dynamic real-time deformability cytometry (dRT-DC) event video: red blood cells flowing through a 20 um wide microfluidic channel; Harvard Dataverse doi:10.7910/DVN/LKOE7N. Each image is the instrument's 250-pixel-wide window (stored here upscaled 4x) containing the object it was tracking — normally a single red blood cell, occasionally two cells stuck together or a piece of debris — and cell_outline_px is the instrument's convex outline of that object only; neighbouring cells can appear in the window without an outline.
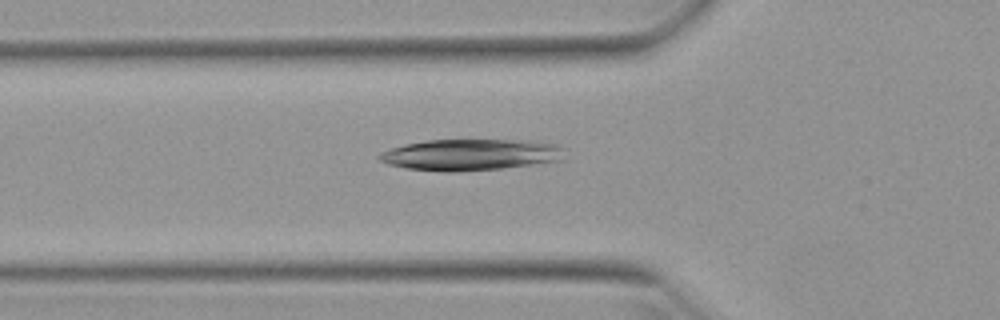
{"species": "Egyptian fruit bat (a non-hibernating species)", "species_latin": "Rousettus aegyptiacus", "temperature_condition": "warm", "stored_images_in_passage": 52, "camera_frame_rate_fps": 3000, "um_per_image_px": 0.085, "animal": {"sex": "female"}, "frame": {"image": 1, "passage_image": 17, "time_ms": 5.333, "image_size_px": [1000, 320], "cell_outline_px": [[560, 160], [504, 168], [460, 172], [440, 172], [404, 168], [388, 164], [380, 160], [376, 156], [380, 152], [404, 144], [428, 140], [520, 140], [556, 144], [560, 148]], "centroid_in_image_um": [39.87, 13.16], "position_along_channel_um": 85.9, "area_um2": 33.64}}
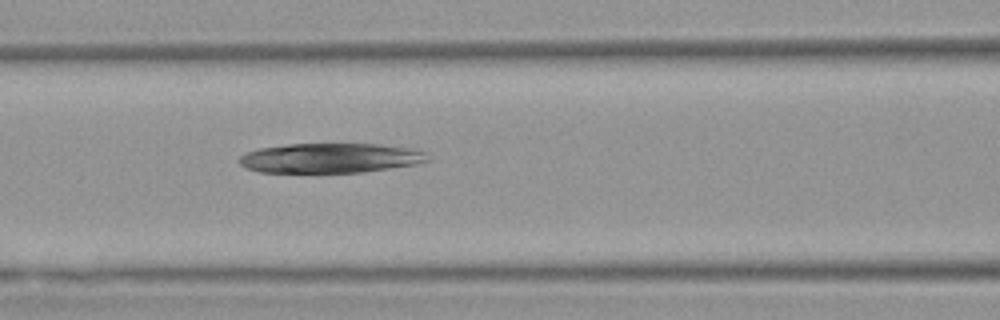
{"frame": {"image": 2, "passage_image": 21, "time_ms": 6.667, "image_size_px": [1000, 320], "cell_outline_px": [[428, 160], [416, 164], [364, 172], [260, 172], [248, 168], [240, 164], [236, 160], [244, 152], [260, 148], [288, 144], [380, 144], [412, 148], [424, 152]], "centroid_in_image_um": [28.03, 13.43], "position_along_channel_um": 138.6, "area_um2": 32.54}}
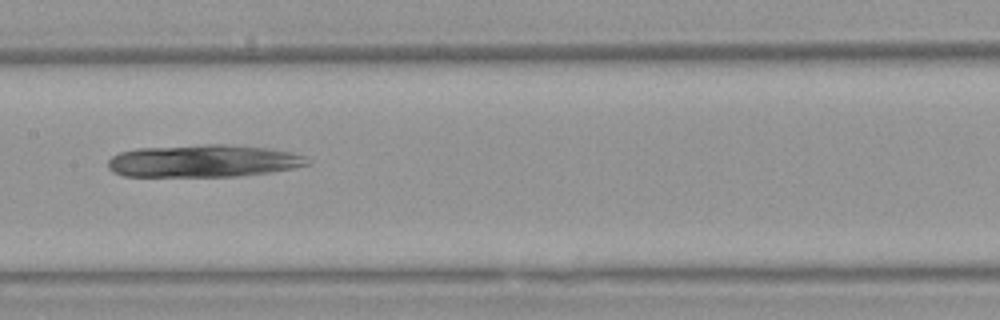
{"frame": {"image": 3, "passage_image": 25, "time_ms": 8.0, "image_size_px": [1000, 320], "cell_outline_px": [[312, 164], [272, 172], [240, 176], [124, 176], [112, 172], [108, 168], [108, 160], [112, 156], [120, 152], [136, 148], [204, 144], [228, 144], [268, 148], [292, 152], [304, 156], [312, 160]], "centroid_in_image_um": [17.31, 13.67], "position_along_channel_um": 190.1, "area_um2": 38.09}}